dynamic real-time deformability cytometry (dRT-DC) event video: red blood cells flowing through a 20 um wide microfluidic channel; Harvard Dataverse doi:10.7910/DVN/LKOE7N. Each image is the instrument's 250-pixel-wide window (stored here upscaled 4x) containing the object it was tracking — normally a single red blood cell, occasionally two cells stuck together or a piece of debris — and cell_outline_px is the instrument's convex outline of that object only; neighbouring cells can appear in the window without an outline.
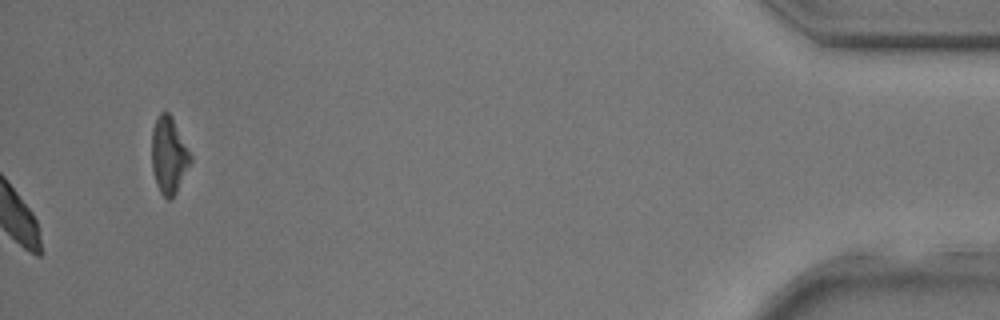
{"species": "common noctule bat (a hibernating species)", "species_latin": "Nyctalus noctula", "temperature_condition": "room temperature", "stored_images_in_passage": 35, "camera_frame_rate_fps": 3000, "um_per_image_px": 0.085, "animal": {"sex": "male", "body_mass_g": 17.9, "forearm_length_mm": 54.2}, "frame": {"image": 1, "passage_image": 35, "time_ms": 11.333, "image_size_px": [1000, 320], "cell_outline_px": [[192, 160], [172, 200], [168, 200], [160, 192], [156, 184], [152, 172], [152, 128], [156, 116], [160, 112], [168, 112], [172, 116], [192, 156]], "centroid_in_image_um": [14.34, 13.19], "position_along_channel_um": 420.9, "area_um2": 17.46}}